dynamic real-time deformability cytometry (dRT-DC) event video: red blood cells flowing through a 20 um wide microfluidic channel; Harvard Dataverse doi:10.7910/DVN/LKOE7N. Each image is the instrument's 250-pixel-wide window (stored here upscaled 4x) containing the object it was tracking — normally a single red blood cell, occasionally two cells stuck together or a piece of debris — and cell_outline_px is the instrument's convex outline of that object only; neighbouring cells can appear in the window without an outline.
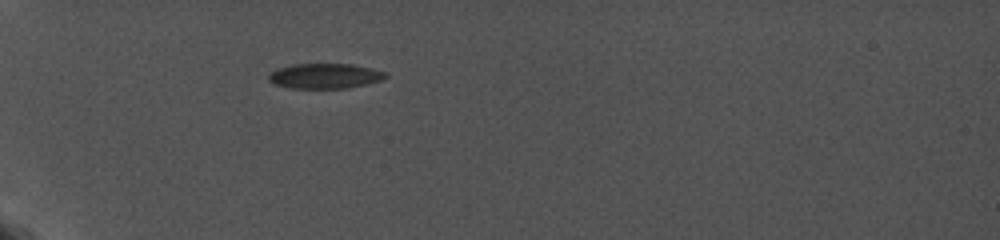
{"species": "common noctule bat (a hibernating species)", "species_latin": "Nyctalus noctula", "temperature_condition": "cold", "stored_images_in_passage": 23, "camera_frame_rate_fps": 5000, "um_per_image_px": 0.085, "animal": {"sex": "female", "body_mass_g": 19.0, "forearm_length_mm": 56.7}, "frame": {"image": 1, "passage_image": 1, "time_ms": 0.0, "image_size_px": [1000, 240], "cell_outline_px": [[388, 76], [380, 80], [348, 88], [292, 88], [276, 84], [268, 80], [268, 72], [276, 68], [292, 64], [352, 64], [388, 72]], "centroid_in_image_um": [27.58, 6.45], "position_along_channel_um": 57.4, "area_um2": 17.11}}